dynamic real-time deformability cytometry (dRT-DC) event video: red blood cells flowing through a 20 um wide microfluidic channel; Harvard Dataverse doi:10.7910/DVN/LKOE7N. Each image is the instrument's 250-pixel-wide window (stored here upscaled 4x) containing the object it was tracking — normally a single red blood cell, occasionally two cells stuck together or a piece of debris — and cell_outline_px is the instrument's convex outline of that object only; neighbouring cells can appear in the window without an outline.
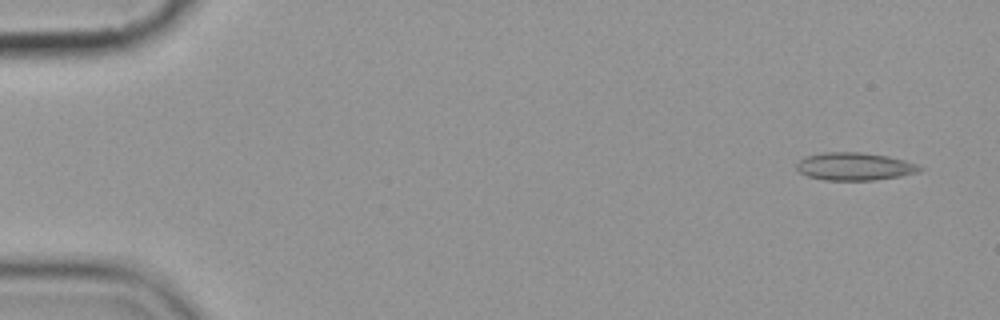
{"species": "common noctule bat (a hibernating species)", "species_latin": "Nyctalus noctula", "temperature_condition": "cold", "stored_images_in_passage": 5, "camera_frame_rate_fps": 3000, "um_per_image_px": 0.085, "animal": {"sex": "female", "body_mass_g": 19.9}, "frame": {"image": 1, "passage_image": 1, "time_ms": 0.0, "image_size_px": [1000, 320], "cell_outline_px": [[924, 168], [920, 172], [900, 176], [872, 180], [824, 180], [808, 176], [800, 172], [796, 168], [796, 164], [804, 156], [824, 152], [860, 152], [888, 156], [904, 160], [916, 164]], "centroid_in_image_um": [72.63, 14.14], "position_along_channel_um": 12.4, "area_um2": 19.94}}
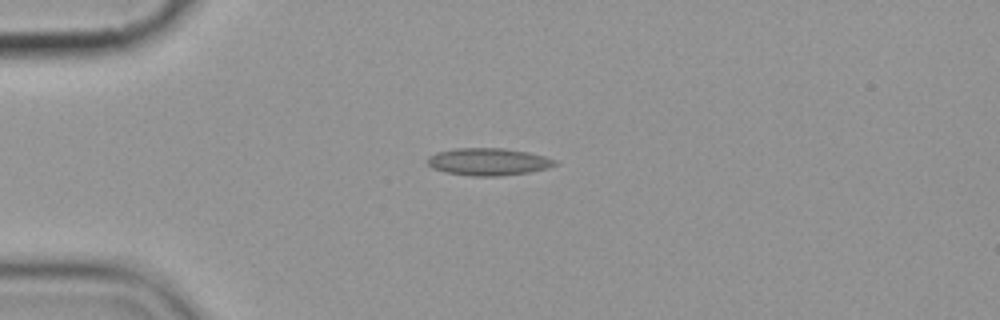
{"frame": {"image": 2, "passage_image": 4, "time_ms": 3.667, "image_size_px": [1000, 320], "cell_outline_px": [[560, 164], [548, 168], [528, 172], [500, 176], [472, 176], [444, 172], [432, 168], [428, 164], [428, 156], [436, 152], [456, 148], [504, 148], [528, 152], [544, 156], [556, 160]], "centroid_in_image_um": [41.51, 13.75], "position_along_channel_um": 43.5, "area_um2": 20.4}}